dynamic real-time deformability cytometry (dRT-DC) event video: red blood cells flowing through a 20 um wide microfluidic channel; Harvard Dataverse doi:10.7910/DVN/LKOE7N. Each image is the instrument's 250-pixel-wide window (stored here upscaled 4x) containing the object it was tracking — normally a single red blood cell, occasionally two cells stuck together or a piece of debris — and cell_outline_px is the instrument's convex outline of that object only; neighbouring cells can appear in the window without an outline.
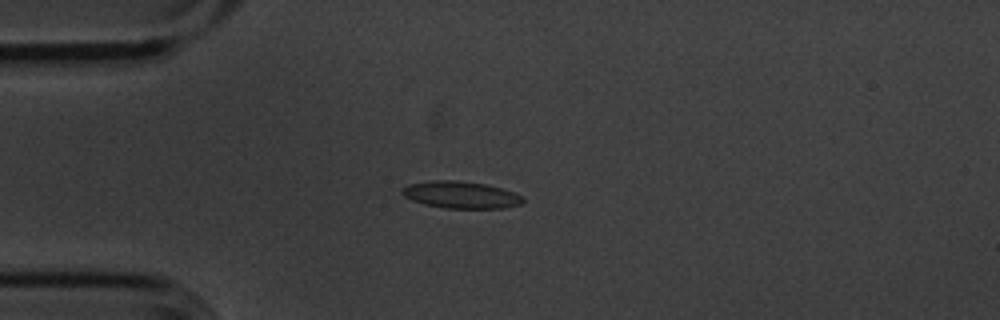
{"species": "common noctule bat (a hibernating species)", "species_latin": "Nyctalus noctula", "temperature_condition": "cold", "stored_images_in_passage": 48, "camera_frame_rate_fps": 3000, "um_per_image_px": 0.085, "animal": {"sex": "male", "body_mass_g": 20.1, "forearm_length_mm": 53.5}, "frame": {"image": 1, "passage_image": 7, "time_ms": 2.0, "image_size_px": [1000, 320], "cell_outline_px": [[524, 200], [520, 204], [504, 208], [444, 208], [424, 204], [412, 200], [404, 196], [400, 192], [400, 188], [408, 184], [432, 180], [456, 180], [484, 184], [500, 188], [524, 196]], "centroid_in_image_um": [39.13, 16.56], "position_along_channel_um": 45.9, "area_um2": 19.02}}
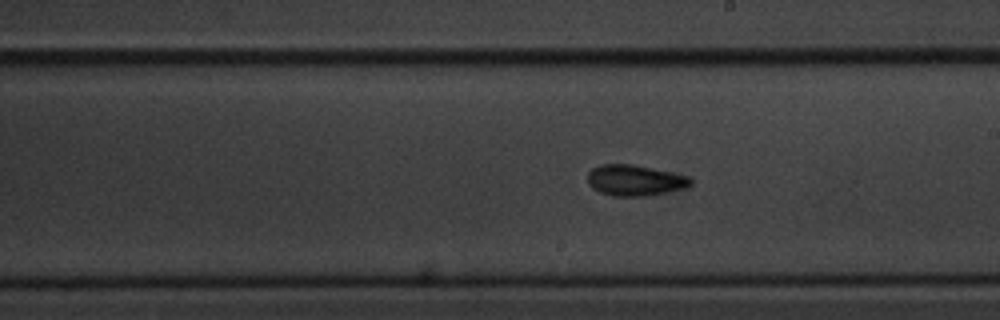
{"frame": {"image": 2, "passage_image": 24, "time_ms": 7.667, "image_size_px": [1000, 320], "cell_outline_px": [[692, 184], [684, 188], [644, 196], [612, 196], [600, 192], [592, 188], [588, 184], [588, 172], [592, 168], [600, 164], [632, 164], [688, 176], [692, 180]], "centroid_in_image_um": [53.92, 15.32], "position_along_channel_um": 235.1, "area_um2": 18.38}}
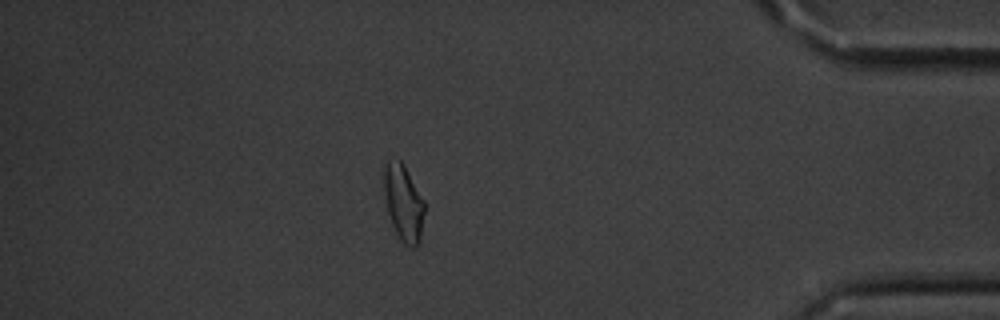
{"frame": {"image": 3, "passage_image": 41, "time_ms": 13.333, "image_size_px": [1000, 320], "cell_outline_px": [[424, 212], [420, 240], [416, 248], [412, 248], [404, 244], [400, 240], [392, 224], [388, 212], [384, 192], [384, 164], [388, 160], [396, 156], [404, 164], [424, 200]], "centroid_in_image_um": [34.29, 17.21], "position_along_channel_um": 400.9, "area_um2": 18.15}, "authors_computed_cell_mechanics": {"area_um2": 18.0047, "velocity_mm_per_s": 3.6168, "shape_relaxation_time_tau1_ms": 2.8863, "shape_relaxation_time_tau2_ms": 2.9347, "deformation_change_tau1": 0.1089, "deformation_change_tau2": 0.0788}}